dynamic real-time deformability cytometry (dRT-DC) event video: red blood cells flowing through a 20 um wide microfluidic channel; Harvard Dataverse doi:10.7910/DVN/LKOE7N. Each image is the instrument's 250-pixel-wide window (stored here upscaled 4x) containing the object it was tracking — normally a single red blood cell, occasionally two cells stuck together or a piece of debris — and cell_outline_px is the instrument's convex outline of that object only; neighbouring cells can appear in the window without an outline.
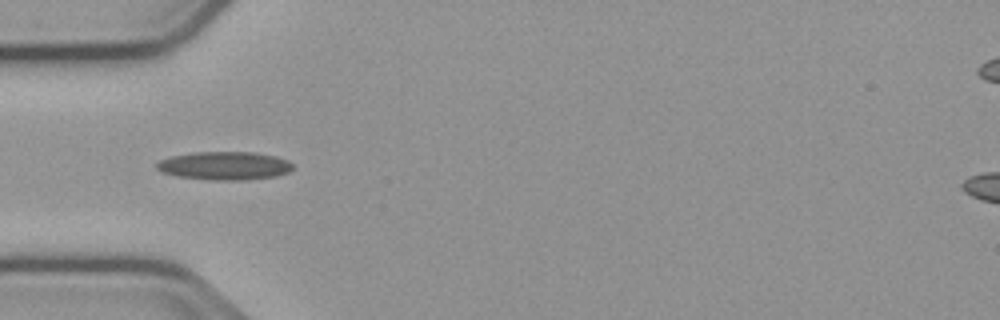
{"species": "common noctule bat (a hibernating species)", "species_latin": "Nyctalus noctula", "temperature_condition": "cold", "stored_images_in_passage": 17, "camera_frame_rate_fps": 3000, "um_per_image_px": 0.085, "animal": {"sex": "male", "body_mass_g": 23.1, "forearm_length_mm": 52.7}, "frame": {"image": 1, "passage_image": 1, "time_ms": 0.0, "image_size_px": [1000, 320], "cell_outline_px": [[292, 168], [288, 172], [276, 176], [244, 180], [208, 180], [176, 176], [160, 172], [156, 168], [156, 164], [160, 160], [172, 156], [196, 152], [256, 152], [276, 156], [288, 160], [292, 164]], "centroid_in_image_um": [19.07, 14.09], "position_along_channel_um": 65.9, "area_um2": 22.54}}
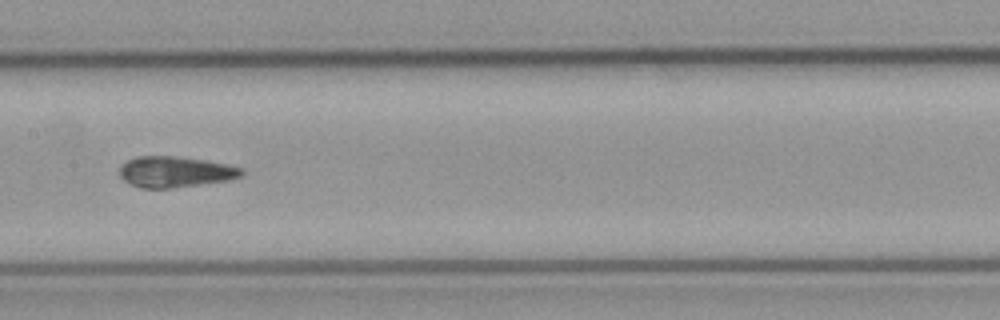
{"frame": {"image": 2, "passage_image": 11, "time_ms": 3.333, "image_size_px": [1000, 320], "cell_outline_px": [[244, 172], [240, 176], [228, 180], [172, 188], [140, 188], [124, 180], [120, 176], [120, 168], [128, 160], [140, 156], [176, 156], [204, 160], [244, 168]], "centroid_in_image_um": [14.9, 14.61], "position_along_channel_um": 192.5, "area_um2": 21.68}}
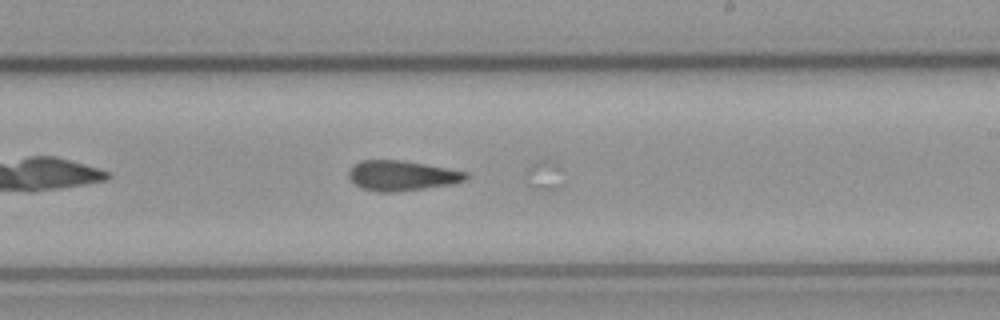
{"frame": {"image": 3, "passage_image": 16, "time_ms": 5.0, "image_size_px": [1000, 320], "cell_outline_px": [[468, 176], [464, 180], [452, 184], [396, 192], [376, 192], [360, 188], [348, 176], [348, 172], [360, 160], [400, 160], [448, 168], [468, 172]], "centroid_in_image_um": [34.15, 14.93], "position_along_channel_um": 254.9, "area_um2": 20.4}}